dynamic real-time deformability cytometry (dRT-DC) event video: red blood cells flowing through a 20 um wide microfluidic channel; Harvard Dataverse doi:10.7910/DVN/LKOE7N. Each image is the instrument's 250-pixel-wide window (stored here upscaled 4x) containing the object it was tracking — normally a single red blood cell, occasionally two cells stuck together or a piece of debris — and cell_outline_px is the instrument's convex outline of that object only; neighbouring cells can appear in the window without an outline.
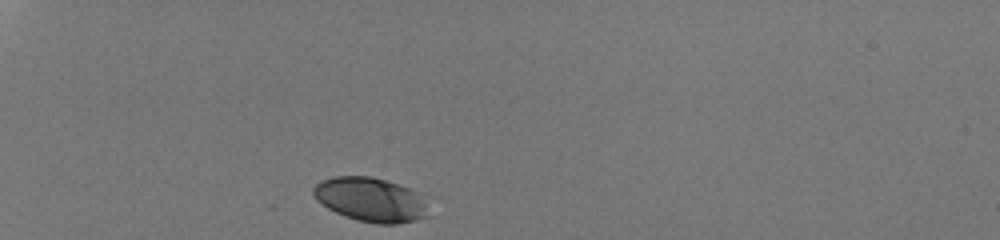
{"species": "human", "species_latin": "Homo sapiens", "temperature_condition": "room temperature", "stored_images_in_passage": 30, "camera_frame_rate_fps": 3000, "um_per_image_px": 0.085, "donor": {"sex": "male"}, "frame": {"image": 1, "passage_image": 1, "time_ms": 0.0, "image_size_px": [1000, 240], "cell_outline_px": [[424, 216], [412, 220], [396, 224], [376, 224], [360, 220], [336, 212], [328, 208], [316, 200], [312, 192], [312, 188], [320, 180], [336, 176], [372, 176], [408, 188], [416, 192]], "centroid_in_image_um": [31.34, 16.94], "position_along_channel_um": 53.7, "area_um2": 28.44}}
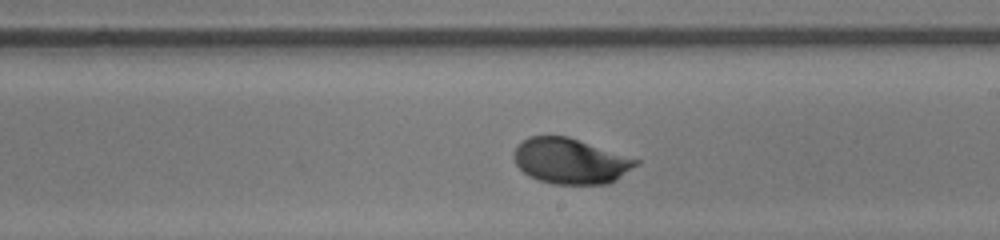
{"frame": {"image": 2, "passage_image": 18, "time_ms": 5.667, "image_size_px": [1000, 240], "cell_outline_px": [[640, 160], [636, 164], [616, 180], [608, 184], [556, 184], [540, 180], [524, 172], [516, 164], [516, 144], [528, 136], [568, 136]], "centroid_in_image_um": [48.49, 13.68], "position_along_channel_um": 240.5, "area_um2": 31.85}}
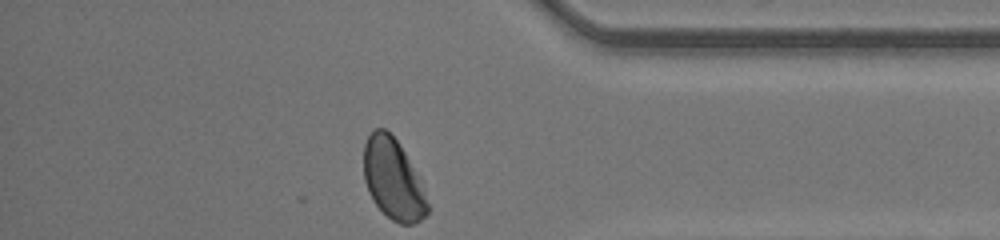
{"frame": {"image": 3, "passage_image": 30, "time_ms": 9.667, "image_size_px": [1000, 240], "cell_outline_px": [[428, 212], [420, 220], [412, 224], [400, 224], [392, 220], [372, 200], [364, 180], [364, 144], [368, 136], [376, 128], [384, 128], [400, 144], [404, 152], [428, 204]], "centroid_in_image_um": [33.35, 15.24], "position_along_channel_um": 401.8, "area_um2": 28.96}, "authors_computed_cell_mechanics": {"area_um2": 31.1253, "velocity_mm_per_s": 4.221, "shape_relaxation_time_tau1_ms": 2.2125, "shape_relaxation_time_tau2_ms": null, "deformation_change_tau1": 0.1281, "deformation_change_tau2": null}}